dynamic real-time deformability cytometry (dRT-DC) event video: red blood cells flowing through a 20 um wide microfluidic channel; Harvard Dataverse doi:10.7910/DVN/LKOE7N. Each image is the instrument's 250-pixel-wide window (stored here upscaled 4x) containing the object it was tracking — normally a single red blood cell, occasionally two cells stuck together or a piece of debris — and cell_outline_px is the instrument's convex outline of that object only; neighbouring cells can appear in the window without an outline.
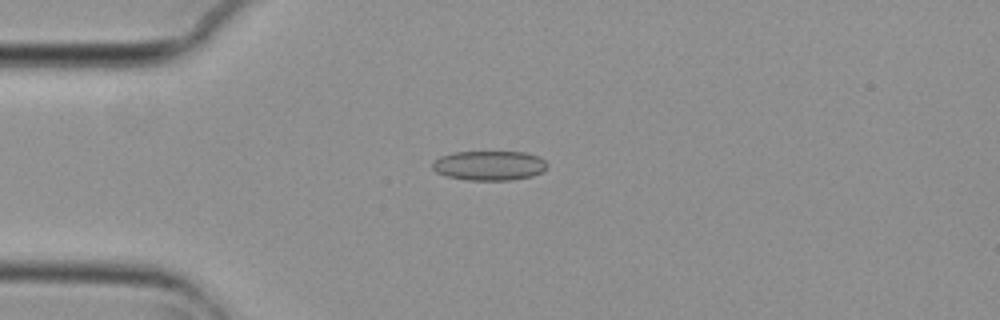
{"species": "common noctule bat (a hibernating species)", "species_latin": "Nyctalus noctula", "temperature_condition": "cold", "stored_images_in_passage": 7, "camera_frame_rate_fps": 3000, "um_per_image_px": 0.085, "animal": {"sex": "female", "body_mass_g": 29.2, "forearm_length_mm": 56.3}, "frame": {"image": 1, "passage_image": 3, "time_ms": 0.667, "image_size_px": [1000, 320], "cell_outline_px": [[548, 168], [544, 172], [532, 176], [512, 180], [468, 180], [448, 176], [436, 172], [432, 168], [432, 160], [440, 156], [452, 152], [524, 152], [536, 156], [544, 160], [548, 164]], "centroid_in_image_um": [41.59, 14.07], "position_along_channel_um": 43.4, "area_um2": 19.94}}
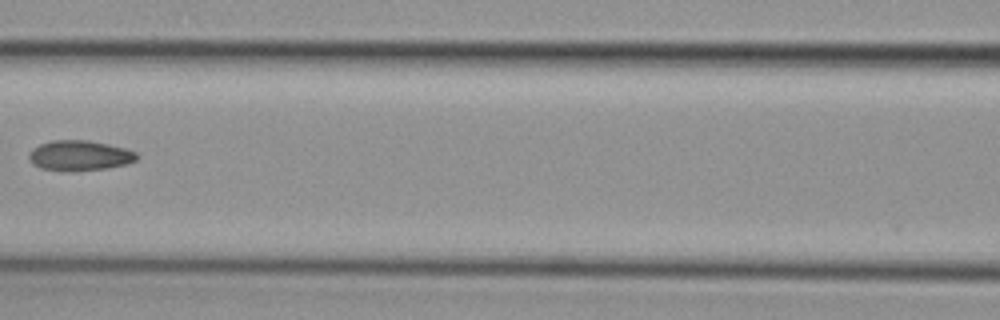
{"frame": {"image": 2, "passage_image": 6, "time_ms": 1.667, "image_size_px": [1000, 320], "cell_outline_px": [[140, 156], [136, 160], [128, 164], [108, 168], [72, 172], [64, 172], [40, 168], [32, 164], [28, 156], [32, 148], [40, 144], [52, 140], [88, 140], [108, 144], [124, 148], [136, 152]], "centroid_in_image_um": [6.76, 13.24], "position_along_channel_um": 159.8, "area_um2": 19.36}}
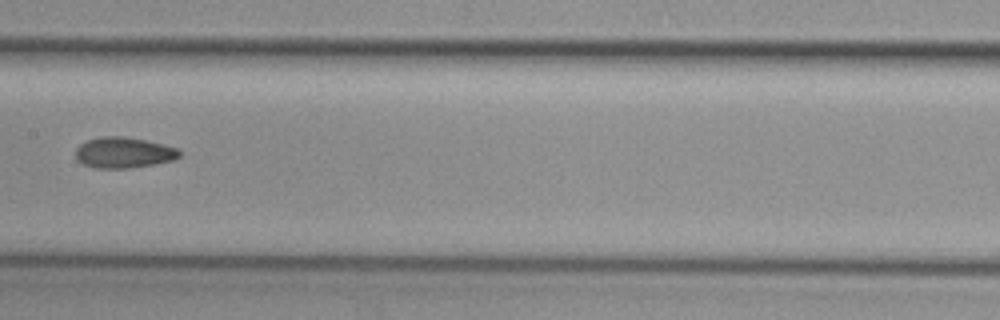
{"frame": {"image": 3, "passage_image": 7, "time_ms": 2.0, "image_size_px": [1000, 320], "cell_outline_px": [[180, 156], [172, 160], [156, 164], [132, 168], [92, 168], [76, 160], [76, 148], [80, 144], [88, 140], [100, 136], [124, 136], [144, 140], [176, 148], [180, 152]], "centroid_in_image_um": [10.47, 12.98], "position_along_channel_um": 196.9, "area_um2": 18.61}}